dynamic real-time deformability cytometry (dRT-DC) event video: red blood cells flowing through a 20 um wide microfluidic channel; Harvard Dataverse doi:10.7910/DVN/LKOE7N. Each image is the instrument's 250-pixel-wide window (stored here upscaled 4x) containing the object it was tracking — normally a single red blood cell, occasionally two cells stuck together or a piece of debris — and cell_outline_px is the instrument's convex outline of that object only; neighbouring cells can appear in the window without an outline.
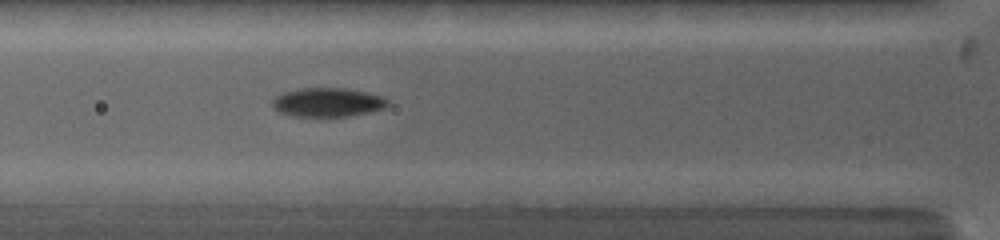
{"species": "common noctule bat (a hibernating species)", "species_latin": "Nyctalus noctula", "temperature_condition": "warm", "stored_images_in_passage": 2, "camera_frame_rate_fps": 5000, "um_per_image_px": 0.085, "animal": {"sex": "female", "body_mass_g": 19.0, "forearm_length_mm": 53.3}, "frame": {"image": 1, "passage_image": 2, "time_ms": 0.6, "image_size_px": [1000, 240], "cell_outline_px": [[388, 104], [384, 108], [368, 112], [348, 116], [292, 116], [280, 112], [272, 108], [272, 100], [276, 96], [284, 92], [300, 88], [348, 88], [368, 92], [380, 96], [388, 100]], "centroid_in_image_um": [27.82, 8.69], "position_along_channel_um": 98.0, "area_um2": 19.42}}